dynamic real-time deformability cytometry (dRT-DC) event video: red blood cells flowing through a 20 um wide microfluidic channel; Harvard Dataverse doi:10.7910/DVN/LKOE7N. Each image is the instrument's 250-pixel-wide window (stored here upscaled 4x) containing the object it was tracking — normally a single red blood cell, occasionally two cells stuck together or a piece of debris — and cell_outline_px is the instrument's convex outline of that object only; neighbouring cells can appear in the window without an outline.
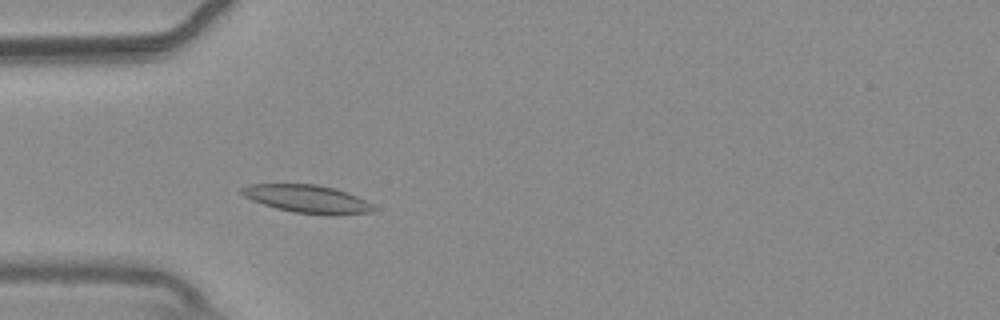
{"species": "common noctule bat (a hibernating species)", "species_latin": "Nyctalus noctula", "temperature_condition": "warm", "stored_images_in_passage": 33, "camera_frame_rate_fps": 3000, "um_per_image_px": 0.085, "animal": {"sex": "male", "body_mass_g": 20.4}, "frame": {"image": 1, "passage_image": 1, "time_ms": 0.0, "image_size_px": [1000, 320], "cell_outline_px": [[376, 208], [372, 212], [332, 216], [292, 212], [276, 208], [252, 200], [244, 196], [240, 192], [240, 188], [248, 184], [316, 184], [336, 188], [348, 192], [372, 204]], "centroid_in_image_um": [26.13, 16.91], "position_along_channel_um": 58.9, "area_um2": 21.68}}
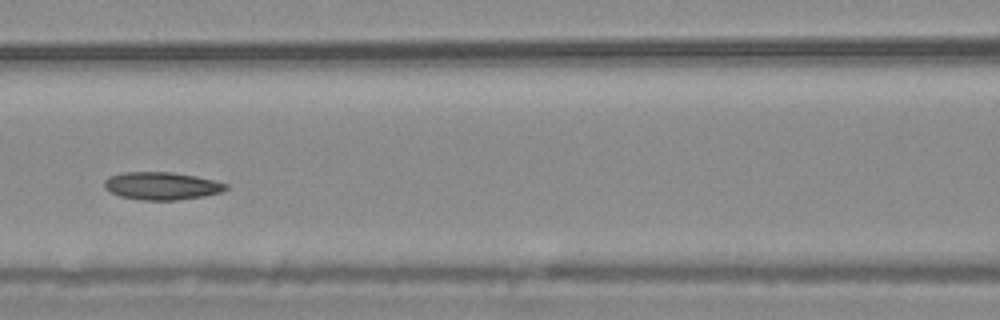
{"frame": {"image": 2, "passage_image": 9, "time_ms": 2.667, "image_size_px": [1000, 320], "cell_outline_px": [[228, 188], [220, 192], [204, 196], [176, 200], [140, 200], [120, 196], [108, 192], [104, 188], [104, 180], [108, 176], [124, 172], [172, 172], [196, 176], [216, 180], [228, 184]], "centroid_in_image_um": [13.72, 15.8], "position_along_channel_um": 152.9, "area_um2": 19.83}}
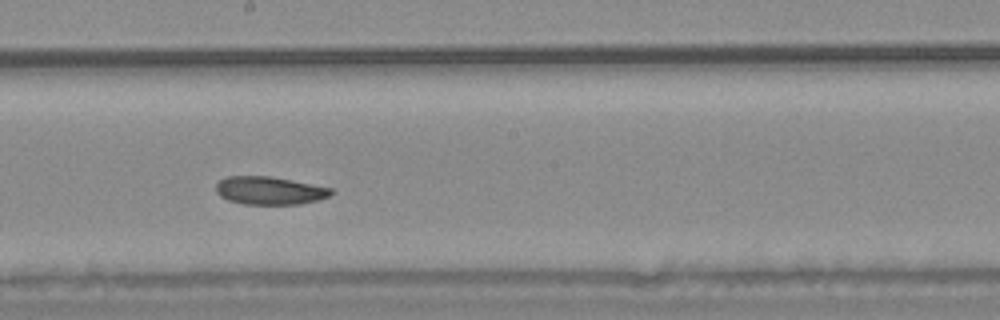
{"frame": {"image": 3, "passage_image": 15, "time_ms": 4.667, "image_size_px": [1000, 320], "cell_outline_px": [[336, 192], [328, 196], [316, 200], [300, 204], [244, 204], [228, 200], [220, 196], [216, 192], [216, 184], [220, 180], [228, 176], [268, 176], [332, 188]], "centroid_in_image_um": [22.9, 16.2], "position_along_channel_um": 225.3, "area_um2": 18.61}, "authors_computed_cell_mechanics": {"area_um2": 19.3052, "velocity_mm_per_s": 3.6284, "shape_relaxation_time_tau1_ms": null, "shape_relaxation_time_tau2_ms": 7.6528, "deformation_change_tau1": null, "deformation_change_tau2": 0.1308}}